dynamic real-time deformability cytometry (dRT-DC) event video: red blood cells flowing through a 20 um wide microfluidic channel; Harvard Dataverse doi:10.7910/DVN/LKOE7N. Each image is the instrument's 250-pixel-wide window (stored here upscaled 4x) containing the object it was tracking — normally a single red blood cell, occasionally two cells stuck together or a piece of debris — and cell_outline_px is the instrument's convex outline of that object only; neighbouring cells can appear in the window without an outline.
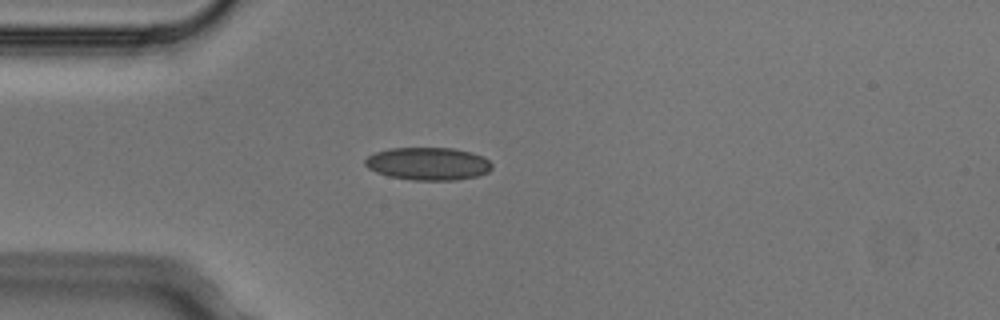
{"species": "Egyptian fruit bat (a non-hibernating species)", "species_latin": "Rousettus aegyptiacus", "temperature_condition": "cold", "stored_images_in_passage": 3, "camera_frame_rate_fps": 3000, "um_per_image_px": 0.085, "animal": {"sex": "male"}, "frame": {"image": 1, "passage_image": 2, "time_ms": 0.333, "image_size_px": [1000, 320], "cell_outline_px": [[492, 168], [488, 172], [480, 176], [456, 180], [412, 180], [388, 176], [376, 172], [368, 168], [364, 164], [364, 160], [368, 156], [376, 152], [388, 148], [452, 148], [472, 152], [484, 156], [492, 164]], "centroid_in_image_um": [36.4, 13.92], "position_along_channel_um": 48.6, "area_um2": 24.45}}